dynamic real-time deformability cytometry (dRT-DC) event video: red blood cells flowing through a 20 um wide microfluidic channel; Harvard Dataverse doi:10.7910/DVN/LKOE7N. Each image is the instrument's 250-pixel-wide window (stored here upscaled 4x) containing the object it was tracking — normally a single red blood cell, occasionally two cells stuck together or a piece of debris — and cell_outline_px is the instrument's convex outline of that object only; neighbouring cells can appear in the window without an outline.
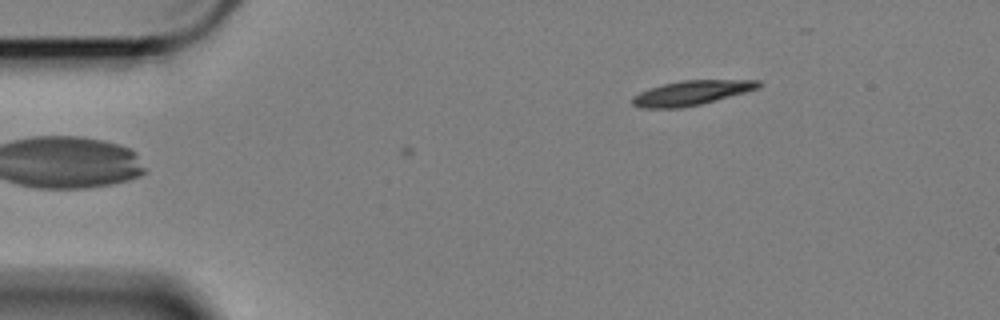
{"species": "Egyptian fruit bat (a non-hibernating species)", "species_latin": "Rousettus aegyptiacus", "temperature_condition": "cold", "stored_images_in_passage": 4, "camera_frame_rate_fps": 3000, "um_per_image_px": 0.085, "animal": {"sex": "female"}, "frame": {"image": 1, "passage_image": 1, "time_ms": 0.0, "image_size_px": [1000, 320], "cell_outline_px": [[764, 84], [760, 88], [716, 100], [700, 104], [680, 108], [640, 108], [632, 104], [632, 96], [648, 88], [680, 80], [760, 80]], "centroid_in_image_um": [58.78, 7.89], "position_along_channel_um": 26.2, "area_um2": 18.15}}